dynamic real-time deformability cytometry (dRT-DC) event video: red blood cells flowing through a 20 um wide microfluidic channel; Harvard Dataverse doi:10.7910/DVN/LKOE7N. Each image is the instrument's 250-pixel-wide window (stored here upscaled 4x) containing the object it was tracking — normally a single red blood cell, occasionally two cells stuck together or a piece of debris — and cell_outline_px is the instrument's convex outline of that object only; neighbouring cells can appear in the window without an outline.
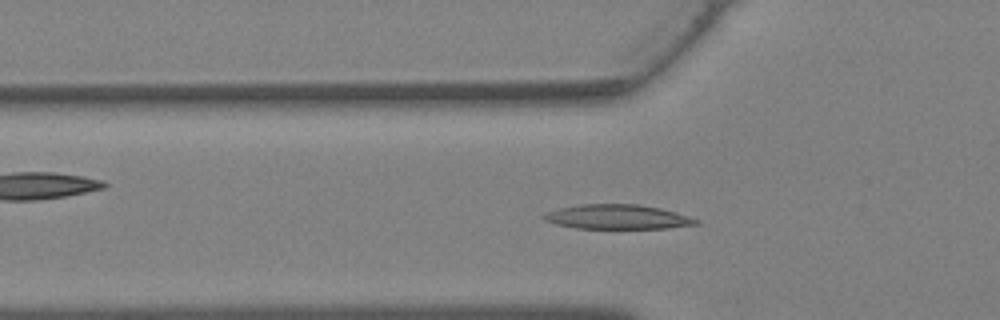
{"species": "Egyptian fruit bat (a non-hibernating species)", "species_latin": "Rousettus aegyptiacus", "temperature_condition": "warm", "stored_images_in_passage": 38, "camera_frame_rate_fps": 3000, "um_per_image_px": 0.085, "animal": {"sex": "female"}, "frame": {"image": 1, "passage_image": 12, "time_ms": 3.667, "image_size_px": [1000, 320], "cell_outline_px": [[700, 224], [668, 228], [576, 228], [556, 224], [544, 220], [540, 216], [548, 212], [560, 208], [580, 204], [640, 204], [660, 208], [676, 212], [700, 220]], "centroid_in_image_um": [52.51, 18.43], "position_along_channel_um": 73.3, "area_um2": 21.73}}
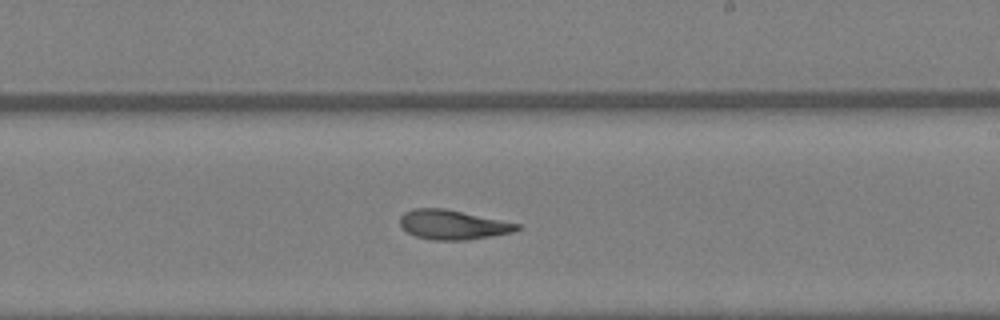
{"frame": {"image": 2, "passage_image": 22, "time_ms": 7.0, "image_size_px": [1000, 320], "cell_outline_px": [[520, 228], [512, 232], [464, 240], [432, 240], [416, 236], [408, 232], [400, 224], [400, 216], [404, 212], [412, 208], [444, 208], [520, 224]], "centroid_in_image_um": [38.44, 19.09], "position_along_channel_um": 250.6, "area_um2": 19.83}}
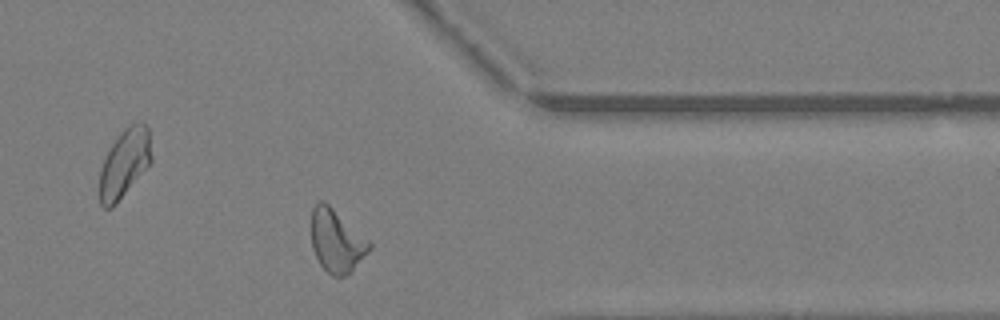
{"frame": {"image": 3, "passage_image": 30, "time_ms": 9.667, "image_size_px": [1000, 320], "cell_outline_px": [[372, 248], [344, 276], [332, 276], [320, 264], [312, 248], [312, 208], [320, 200], [324, 200], [368, 240], [372, 244]], "centroid_in_image_um": [28.58, 20.46], "position_along_channel_um": 382.8, "area_um2": 20.63}}